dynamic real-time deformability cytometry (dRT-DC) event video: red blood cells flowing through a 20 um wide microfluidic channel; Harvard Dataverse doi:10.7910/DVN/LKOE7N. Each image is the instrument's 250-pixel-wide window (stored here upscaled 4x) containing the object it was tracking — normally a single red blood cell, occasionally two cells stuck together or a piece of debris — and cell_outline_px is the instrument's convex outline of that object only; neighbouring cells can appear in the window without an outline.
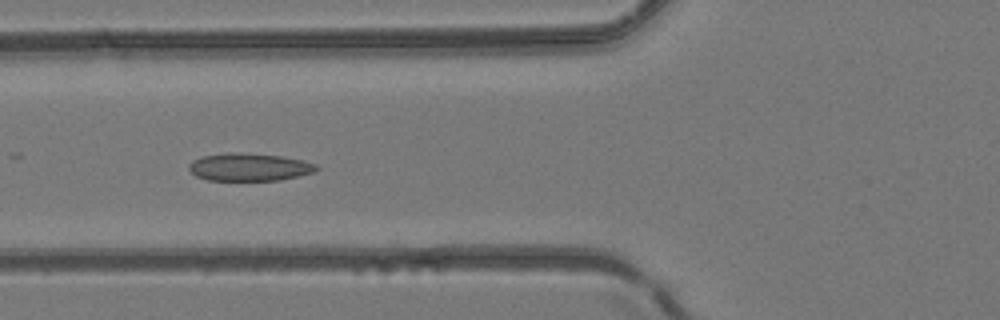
{"species": "common noctule bat (a hibernating species)", "species_latin": "Nyctalus noctula", "temperature_condition": "room temperature", "stored_images_in_passage": 45, "camera_frame_rate_fps": 3000, "um_per_image_px": 0.085, "animal": {"sex": "female", "body_mass_g": 24.6, "forearm_length_mm": 56.2}, "frame": {"image": 1, "passage_image": 16, "time_ms": 5.0, "image_size_px": [1000, 320], "cell_outline_px": [[320, 168], [312, 172], [280, 180], [208, 180], [196, 176], [188, 168], [188, 164], [192, 160], [200, 156], [232, 152], [240, 152], [280, 156], [300, 160], [316, 164]], "centroid_in_image_um": [21.13, 14.19], "position_along_channel_um": 104.7, "area_um2": 20.46}}
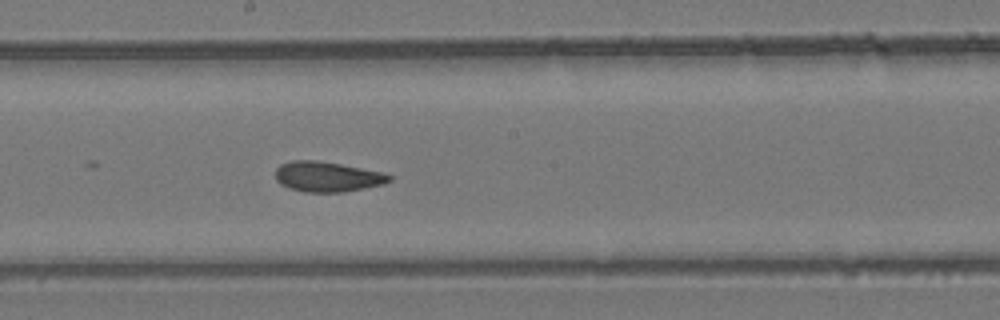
{"frame": {"image": 2, "passage_image": 24, "time_ms": 7.667, "image_size_px": [1000, 320], "cell_outline_px": [[392, 180], [384, 184], [344, 192], [304, 192], [288, 188], [280, 184], [276, 180], [276, 168], [280, 164], [292, 160], [316, 160], [340, 164], [384, 172], [392, 176]], "centroid_in_image_um": [27.82, 15.02], "position_along_channel_um": 220.4, "area_um2": 20.17}}
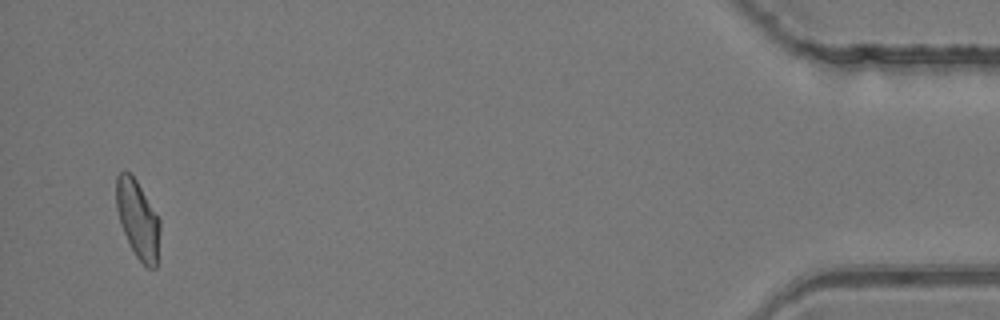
{"frame": {"image": 3, "passage_image": 44, "time_ms": 14.333, "image_size_px": [1000, 320], "cell_outline_px": [[160, 232], [156, 268], [148, 268], [136, 256], [120, 224], [116, 208], [116, 176], [120, 172], [128, 172], [136, 180], [160, 220]], "centroid_in_image_um": [11.71, 18.64], "position_along_channel_um": 423.5, "area_um2": 19.59}}